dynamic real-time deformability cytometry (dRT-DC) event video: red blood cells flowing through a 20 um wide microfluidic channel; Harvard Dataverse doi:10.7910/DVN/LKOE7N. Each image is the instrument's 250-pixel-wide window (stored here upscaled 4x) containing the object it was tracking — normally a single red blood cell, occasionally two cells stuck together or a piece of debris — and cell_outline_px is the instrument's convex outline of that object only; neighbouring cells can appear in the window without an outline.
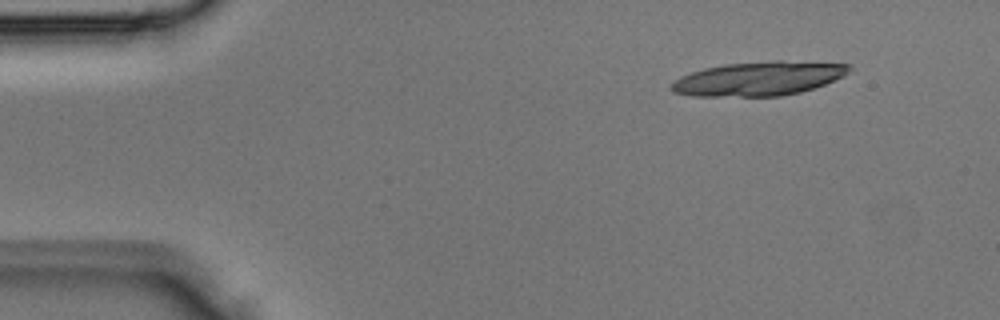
{"species": "Egyptian fruit bat (a non-hibernating species)", "species_latin": "Rousettus aegyptiacus", "temperature_condition": "room temperature", "stored_images_in_passage": 4, "camera_frame_rate_fps": 3000, "um_per_image_px": 0.085, "animal": {"sex": "male"}, "frame": {"image": 1, "passage_image": 1, "time_ms": 0.0, "image_size_px": [1000, 320], "cell_outline_px": [[852, 68], [844, 76], [824, 84], [800, 92], [780, 96], [692, 96], [672, 92], [668, 88], [680, 76], [704, 68], [724, 64], [772, 60], [780, 60], [852, 64]], "centroid_in_image_um": [64.49, 6.67], "position_along_channel_um": 20.5, "area_um2": 35.43}}